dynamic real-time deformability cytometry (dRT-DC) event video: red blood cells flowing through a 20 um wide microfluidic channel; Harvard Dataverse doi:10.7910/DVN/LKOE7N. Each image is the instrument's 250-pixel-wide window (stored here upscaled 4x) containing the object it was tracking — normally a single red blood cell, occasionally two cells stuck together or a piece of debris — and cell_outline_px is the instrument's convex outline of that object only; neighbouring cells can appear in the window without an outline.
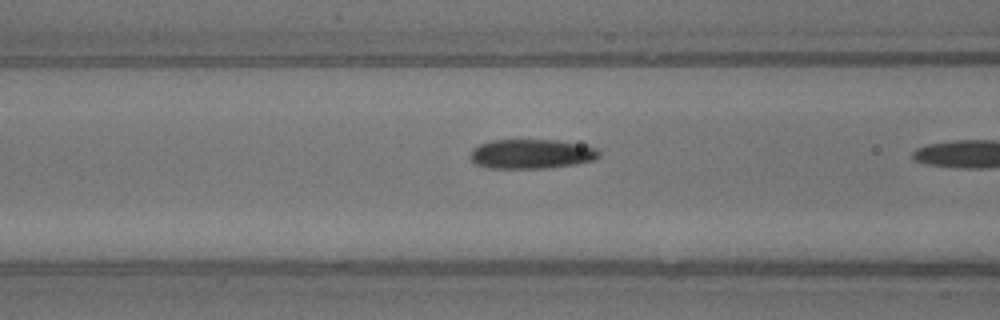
{"species": "common noctule bat (a hibernating species)", "species_latin": "Nyctalus noctula", "temperature_condition": "warm", "stored_images_in_passage": 19, "camera_frame_rate_fps": 3000, "um_per_image_px": 0.085, "animal": {"sex": "male", "body_mass_g": 13.3}, "frame": {"image": 1, "passage_image": 18, "time_ms": 5.667, "image_size_px": [1000, 320], "cell_outline_px": [[600, 156], [592, 160], [576, 164], [548, 168], [488, 168], [476, 164], [468, 156], [472, 148], [480, 144], [492, 140], [556, 140], [596, 148], [600, 152]], "centroid_in_image_um": [45.12, 13.09], "position_along_channel_um": 121.5, "area_um2": 22.08}}